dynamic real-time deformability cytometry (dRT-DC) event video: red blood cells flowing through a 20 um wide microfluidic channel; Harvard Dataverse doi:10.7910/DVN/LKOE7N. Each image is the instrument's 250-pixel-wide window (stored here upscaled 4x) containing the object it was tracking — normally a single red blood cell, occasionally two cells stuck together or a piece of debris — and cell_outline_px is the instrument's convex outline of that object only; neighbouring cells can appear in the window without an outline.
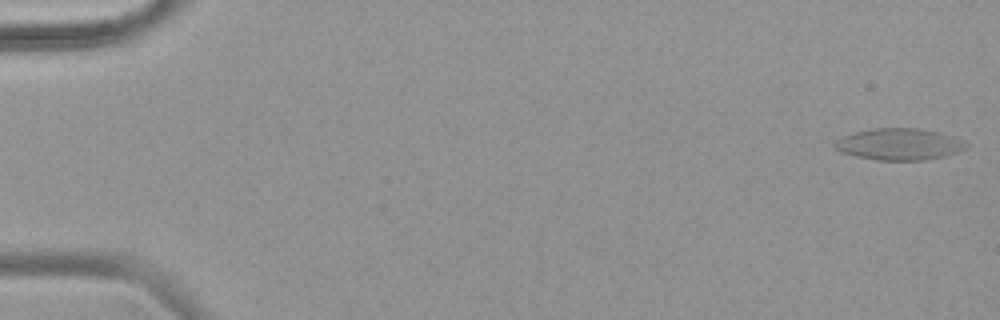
{"species": "common noctule bat (a hibernating species)", "species_latin": "Nyctalus noctula", "temperature_condition": "warm", "stored_images_in_passage": 56, "camera_frame_rate_fps": 3000, "um_per_image_px": 0.085, "animal": {"sex": "female", "body_mass_g": 18.4}, "frame": {"image": 1, "passage_image": 1, "time_ms": 0.0, "image_size_px": [1000, 320], "cell_outline_px": [[968, 144], [964, 148], [956, 152], [944, 156], [924, 160], [876, 160], [856, 156], [840, 152], [832, 148], [832, 144], [836, 140], [844, 136], [856, 132], [872, 128], [920, 128], [940, 132], [964, 140]], "centroid_in_image_um": [76.4, 12.25], "position_along_channel_um": 8.6, "area_um2": 24.28}}
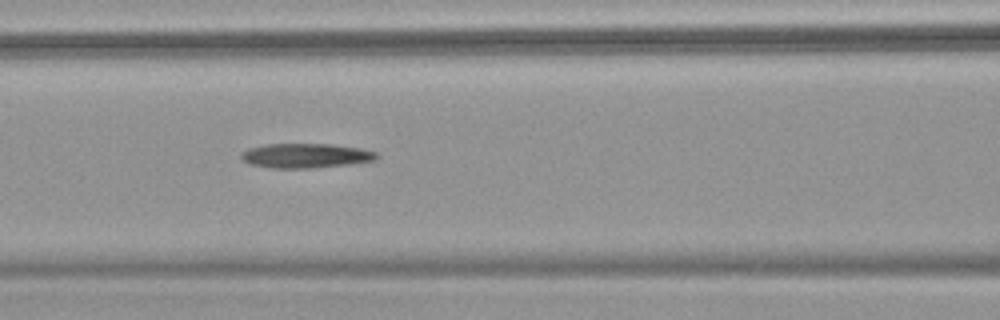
{"frame": {"image": 2, "passage_image": 25, "time_ms": 8.0, "image_size_px": [1000, 320], "cell_outline_px": [[380, 156], [376, 160], [348, 164], [312, 168], [272, 168], [248, 164], [240, 156], [240, 152], [248, 148], [264, 144], [332, 144], [360, 148], [376, 152]], "centroid_in_image_um": [25.96, 13.23], "position_along_channel_um": 140.6, "area_um2": 19.48}}
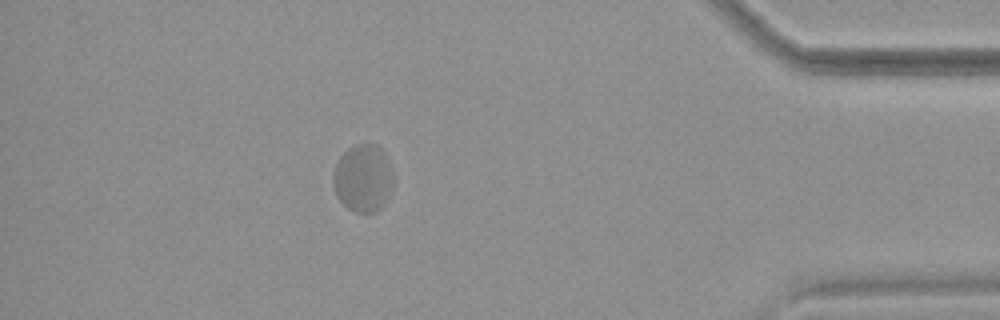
{"frame": {"image": 3, "passage_image": 50, "time_ms": 16.333, "image_size_px": [1000, 320], "cell_outline_px": [[392, 188], [388, 200], [376, 212], [356, 212], [348, 208], [336, 196], [332, 184], [332, 172], [336, 160], [348, 148], [356, 144], [376, 144], [384, 152], [388, 160], [392, 172]], "centroid_in_image_um": [30.83, 15.14], "position_along_channel_um": 404.4, "area_um2": 23.99}}